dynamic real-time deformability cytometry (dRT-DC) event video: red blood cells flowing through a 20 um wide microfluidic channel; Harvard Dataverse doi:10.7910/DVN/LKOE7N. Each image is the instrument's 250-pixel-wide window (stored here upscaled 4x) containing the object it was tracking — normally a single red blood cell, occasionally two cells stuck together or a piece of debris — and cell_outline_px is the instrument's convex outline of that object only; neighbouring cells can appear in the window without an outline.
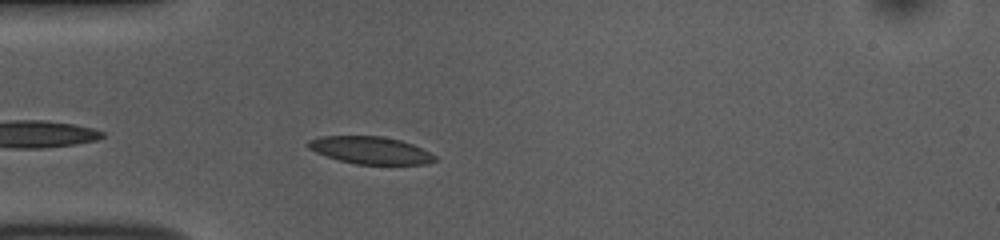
{"species": "common noctule bat (a hibernating species)", "species_latin": "Nyctalus noctula", "temperature_condition": "room temperature", "stored_images_in_passage": 30, "camera_frame_rate_fps": 3000, "um_per_image_px": 0.085, "animal": {"sex": "female", "body_mass_g": 10.0, "forearm_length_mm": 53.1}, "frame": {"image": 1, "passage_image": 4, "time_ms": 1.0, "image_size_px": [1000, 240], "cell_outline_px": [[440, 160], [428, 164], [356, 164], [340, 160], [316, 152], [308, 148], [308, 140], [320, 136], [384, 136], [400, 140], [412, 144], [436, 156]], "centroid_in_image_um": [31.52, 12.77], "position_along_channel_um": 53.5, "area_um2": 20.11}}
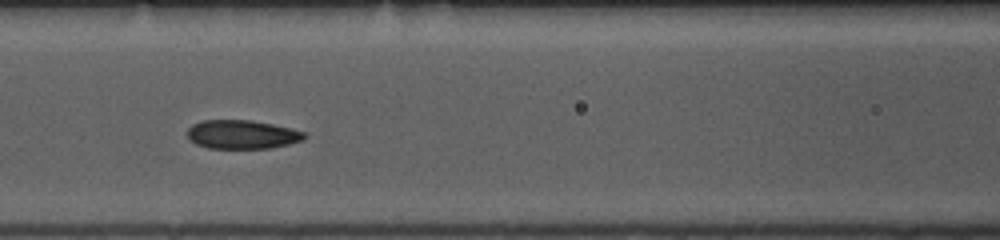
{"frame": {"image": 2, "passage_image": 12, "time_ms": 3.667, "image_size_px": [1000, 240], "cell_outline_px": [[308, 136], [304, 140], [288, 144], [268, 148], [208, 148], [196, 144], [188, 140], [188, 128], [192, 124], [204, 120], [252, 120], [272, 124], [304, 132]], "centroid_in_image_um": [20.56, 11.43], "position_along_channel_um": 146.0, "area_um2": 19.59}}
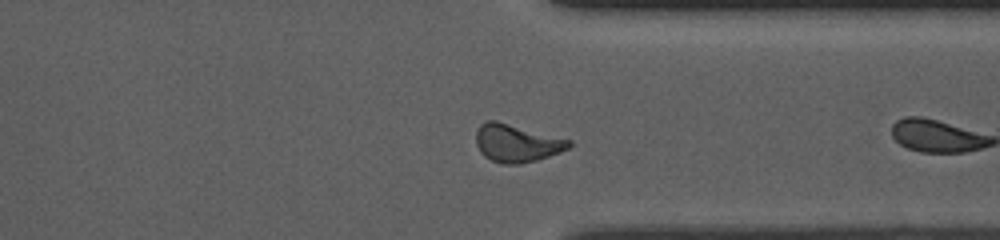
{"frame": {"image": 3, "passage_image": 27, "time_ms": 8.667, "image_size_px": [1000, 240], "cell_outline_px": [[572, 144], [568, 148], [560, 152], [536, 160], [520, 164], [504, 164], [492, 160], [484, 156], [480, 152], [476, 144], [476, 128], [484, 120], [496, 120], [572, 140]], "centroid_in_image_um": [43.89, 12.15], "position_along_channel_um": 367.5, "area_um2": 20.58}, "authors_computed_cell_mechanics": {"area_um2": 20.1433, "velocity_mm_per_s": 3.727, "shape_relaxation_time_tau1_ms": 2.5406, "shape_relaxation_time_tau2_ms": 4.3753, "deformation_change_tau1": 0.0629, "deformation_change_tau2": 0.0808}}